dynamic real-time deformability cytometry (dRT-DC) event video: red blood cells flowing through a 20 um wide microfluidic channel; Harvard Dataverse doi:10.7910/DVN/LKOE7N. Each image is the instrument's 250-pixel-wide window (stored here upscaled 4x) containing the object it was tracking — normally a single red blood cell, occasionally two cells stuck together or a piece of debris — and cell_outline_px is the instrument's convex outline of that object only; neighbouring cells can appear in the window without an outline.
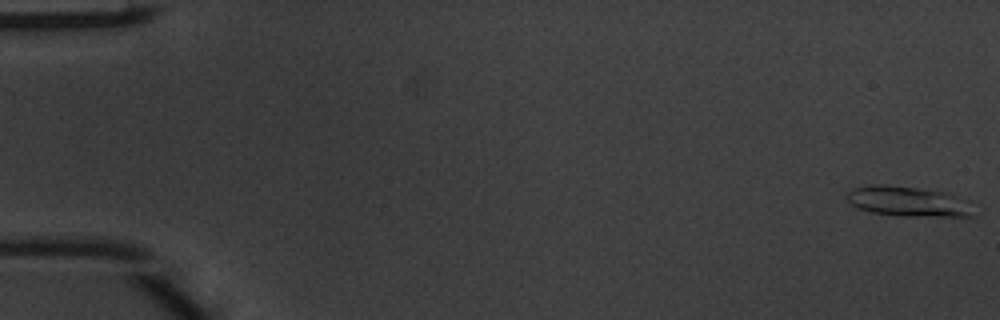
{"species": "common noctule bat (a hibernating species)", "species_latin": "Nyctalus noctula", "temperature_condition": "warm", "stored_images_in_passage": 5, "camera_frame_rate_fps": 3000, "um_per_image_px": 0.085, "animal": {"sex": "male", "body_mass_g": 20.1, "forearm_length_mm": 53.5}, "frame": {"image": 1, "passage_image": 1, "time_ms": 0.0, "image_size_px": [1000, 320], "cell_outline_px": [[976, 216], [896, 216], [872, 212], [860, 208], [852, 204], [848, 200], [848, 192], [852, 188], [872, 184], [880, 184], [916, 188], [944, 192], [968, 200]], "centroid_in_image_um": [77.22, 17.13], "position_along_channel_um": 7.8, "area_um2": 22.08}}